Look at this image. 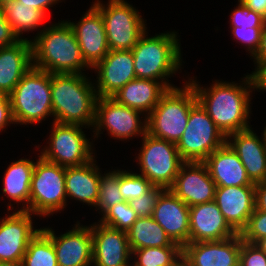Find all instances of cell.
I'll return each instance as SVG.
<instances>
[{
    "instance_id": "obj_6",
    "label": "cell",
    "mask_w": 266,
    "mask_h": 266,
    "mask_svg": "<svg viewBox=\"0 0 266 266\" xmlns=\"http://www.w3.org/2000/svg\"><path fill=\"white\" fill-rule=\"evenodd\" d=\"M183 88H172L160 98L158 104L147 115V133L177 143L181 138L191 107L197 102L193 87L184 83Z\"/></svg>"
},
{
    "instance_id": "obj_38",
    "label": "cell",
    "mask_w": 266,
    "mask_h": 266,
    "mask_svg": "<svg viewBox=\"0 0 266 266\" xmlns=\"http://www.w3.org/2000/svg\"><path fill=\"white\" fill-rule=\"evenodd\" d=\"M164 190L163 187L153 186L144 195L129 201V204L139 217H151L157 200Z\"/></svg>"
},
{
    "instance_id": "obj_20",
    "label": "cell",
    "mask_w": 266,
    "mask_h": 266,
    "mask_svg": "<svg viewBox=\"0 0 266 266\" xmlns=\"http://www.w3.org/2000/svg\"><path fill=\"white\" fill-rule=\"evenodd\" d=\"M152 217L174 243L182 248L189 243V206L169 189L161 193Z\"/></svg>"
},
{
    "instance_id": "obj_42",
    "label": "cell",
    "mask_w": 266,
    "mask_h": 266,
    "mask_svg": "<svg viewBox=\"0 0 266 266\" xmlns=\"http://www.w3.org/2000/svg\"><path fill=\"white\" fill-rule=\"evenodd\" d=\"M15 123L10 97L8 95L0 96V131L4 130V128L9 124Z\"/></svg>"
},
{
    "instance_id": "obj_44",
    "label": "cell",
    "mask_w": 266,
    "mask_h": 266,
    "mask_svg": "<svg viewBox=\"0 0 266 266\" xmlns=\"http://www.w3.org/2000/svg\"><path fill=\"white\" fill-rule=\"evenodd\" d=\"M255 209L266 211V180L255 183Z\"/></svg>"
},
{
    "instance_id": "obj_29",
    "label": "cell",
    "mask_w": 266,
    "mask_h": 266,
    "mask_svg": "<svg viewBox=\"0 0 266 266\" xmlns=\"http://www.w3.org/2000/svg\"><path fill=\"white\" fill-rule=\"evenodd\" d=\"M126 232L131 250L178 245L170 239L152 216L138 217Z\"/></svg>"
},
{
    "instance_id": "obj_17",
    "label": "cell",
    "mask_w": 266,
    "mask_h": 266,
    "mask_svg": "<svg viewBox=\"0 0 266 266\" xmlns=\"http://www.w3.org/2000/svg\"><path fill=\"white\" fill-rule=\"evenodd\" d=\"M78 23L69 22L86 64L94 68L109 52L104 20L93 4Z\"/></svg>"
},
{
    "instance_id": "obj_18",
    "label": "cell",
    "mask_w": 266,
    "mask_h": 266,
    "mask_svg": "<svg viewBox=\"0 0 266 266\" xmlns=\"http://www.w3.org/2000/svg\"><path fill=\"white\" fill-rule=\"evenodd\" d=\"M94 69L98 73L95 88L98 97H112L136 78L131 50H109Z\"/></svg>"
},
{
    "instance_id": "obj_3",
    "label": "cell",
    "mask_w": 266,
    "mask_h": 266,
    "mask_svg": "<svg viewBox=\"0 0 266 266\" xmlns=\"http://www.w3.org/2000/svg\"><path fill=\"white\" fill-rule=\"evenodd\" d=\"M83 74H51L54 121L94 126L98 96L94 84Z\"/></svg>"
},
{
    "instance_id": "obj_25",
    "label": "cell",
    "mask_w": 266,
    "mask_h": 266,
    "mask_svg": "<svg viewBox=\"0 0 266 266\" xmlns=\"http://www.w3.org/2000/svg\"><path fill=\"white\" fill-rule=\"evenodd\" d=\"M32 66V44L27 38L0 47V93L10 95Z\"/></svg>"
},
{
    "instance_id": "obj_26",
    "label": "cell",
    "mask_w": 266,
    "mask_h": 266,
    "mask_svg": "<svg viewBox=\"0 0 266 266\" xmlns=\"http://www.w3.org/2000/svg\"><path fill=\"white\" fill-rule=\"evenodd\" d=\"M95 159L79 166L66 167L65 190L67 197L89 205H96L101 173Z\"/></svg>"
},
{
    "instance_id": "obj_34",
    "label": "cell",
    "mask_w": 266,
    "mask_h": 266,
    "mask_svg": "<svg viewBox=\"0 0 266 266\" xmlns=\"http://www.w3.org/2000/svg\"><path fill=\"white\" fill-rule=\"evenodd\" d=\"M102 216L100 223L122 231H127L139 217L127 201L118 202Z\"/></svg>"
},
{
    "instance_id": "obj_19",
    "label": "cell",
    "mask_w": 266,
    "mask_h": 266,
    "mask_svg": "<svg viewBox=\"0 0 266 266\" xmlns=\"http://www.w3.org/2000/svg\"><path fill=\"white\" fill-rule=\"evenodd\" d=\"M90 227L93 240V265L131 266L128 262L133 258L126 231L109 227L100 222Z\"/></svg>"
},
{
    "instance_id": "obj_47",
    "label": "cell",
    "mask_w": 266,
    "mask_h": 266,
    "mask_svg": "<svg viewBox=\"0 0 266 266\" xmlns=\"http://www.w3.org/2000/svg\"><path fill=\"white\" fill-rule=\"evenodd\" d=\"M252 11H255L266 18V0H241Z\"/></svg>"
},
{
    "instance_id": "obj_5",
    "label": "cell",
    "mask_w": 266,
    "mask_h": 266,
    "mask_svg": "<svg viewBox=\"0 0 266 266\" xmlns=\"http://www.w3.org/2000/svg\"><path fill=\"white\" fill-rule=\"evenodd\" d=\"M17 124H33L53 115L51 73L31 66L9 95Z\"/></svg>"
},
{
    "instance_id": "obj_46",
    "label": "cell",
    "mask_w": 266,
    "mask_h": 266,
    "mask_svg": "<svg viewBox=\"0 0 266 266\" xmlns=\"http://www.w3.org/2000/svg\"><path fill=\"white\" fill-rule=\"evenodd\" d=\"M252 56L255 62L266 60V25L262 28L258 49Z\"/></svg>"
},
{
    "instance_id": "obj_11",
    "label": "cell",
    "mask_w": 266,
    "mask_h": 266,
    "mask_svg": "<svg viewBox=\"0 0 266 266\" xmlns=\"http://www.w3.org/2000/svg\"><path fill=\"white\" fill-rule=\"evenodd\" d=\"M49 146L41 152V156L60 166H79L90 162L93 156L91 142L82 131L83 126L52 122Z\"/></svg>"
},
{
    "instance_id": "obj_16",
    "label": "cell",
    "mask_w": 266,
    "mask_h": 266,
    "mask_svg": "<svg viewBox=\"0 0 266 266\" xmlns=\"http://www.w3.org/2000/svg\"><path fill=\"white\" fill-rule=\"evenodd\" d=\"M242 241L238 233L223 240L188 243L182 260L187 266H239Z\"/></svg>"
},
{
    "instance_id": "obj_7",
    "label": "cell",
    "mask_w": 266,
    "mask_h": 266,
    "mask_svg": "<svg viewBox=\"0 0 266 266\" xmlns=\"http://www.w3.org/2000/svg\"><path fill=\"white\" fill-rule=\"evenodd\" d=\"M38 157L31 178L29 212L49 216L66 206V167Z\"/></svg>"
},
{
    "instance_id": "obj_36",
    "label": "cell",
    "mask_w": 266,
    "mask_h": 266,
    "mask_svg": "<svg viewBox=\"0 0 266 266\" xmlns=\"http://www.w3.org/2000/svg\"><path fill=\"white\" fill-rule=\"evenodd\" d=\"M238 7L235 8L231 15V26L253 28L264 27L266 25V18L261 14L252 11L245 4L238 0Z\"/></svg>"
},
{
    "instance_id": "obj_23",
    "label": "cell",
    "mask_w": 266,
    "mask_h": 266,
    "mask_svg": "<svg viewBox=\"0 0 266 266\" xmlns=\"http://www.w3.org/2000/svg\"><path fill=\"white\" fill-rule=\"evenodd\" d=\"M226 142L237 153L253 183L266 180V144L263 137L259 139L250 127L229 134Z\"/></svg>"
},
{
    "instance_id": "obj_51",
    "label": "cell",
    "mask_w": 266,
    "mask_h": 266,
    "mask_svg": "<svg viewBox=\"0 0 266 266\" xmlns=\"http://www.w3.org/2000/svg\"><path fill=\"white\" fill-rule=\"evenodd\" d=\"M176 266H187V264L182 260L180 263H178Z\"/></svg>"
},
{
    "instance_id": "obj_15",
    "label": "cell",
    "mask_w": 266,
    "mask_h": 266,
    "mask_svg": "<svg viewBox=\"0 0 266 266\" xmlns=\"http://www.w3.org/2000/svg\"><path fill=\"white\" fill-rule=\"evenodd\" d=\"M32 213L16 211L0 222V262L22 261L29 242L41 230L34 229Z\"/></svg>"
},
{
    "instance_id": "obj_9",
    "label": "cell",
    "mask_w": 266,
    "mask_h": 266,
    "mask_svg": "<svg viewBox=\"0 0 266 266\" xmlns=\"http://www.w3.org/2000/svg\"><path fill=\"white\" fill-rule=\"evenodd\" d=\"M141 151L138 154L140 175L144 176L154 186L169 189L185 162L176 143L156 138L146 133L142 138Z\"/></svg>"
},
{
    "instance_id": "obj_32",
    "label": "cell",
    "mask_w": 266,
    "mask_h": 266,
    "mask_svg": "<svg viewBox=\"0 0 266 266\" xmlns=\"http://www.w3.org/2000/svg\"><path fill=\"white\" fill-rule=\"evenodd\" d=\"M23 266H58L52 241L40 230L29 242Z\"/></svg>"
},
{
    "instance_id": "obj_8",
    "label": "cell",
    "mask_w": 266,
    "mask_h": 266,
    "mask_svg": "<svg viewBox=\"0 0 266 266\" xmlns=\"http://www.w3.org/2000/svg\"><path fill=\"white\" fill-rule=\"evenodd\" d=\"M226 141L225 134L197 101L190 109L188 124L176 146L185 162H203Z\"/></svg>"
},
{
    "instance_id": "obj_10",
    "label": "cell",
    "mask_w": 266,
    "mask_h": 266,
    "mask_svg": "<svg viewBox=\"0 0 266 266\" xmlns=\"http://www.w3.org/2000/svg\"><path fill=\"white\" fill-rule=\"evenodd\" d=\"M94 5L104 20L107 43L110 50H131L146 32V25L139 12L124 0H109Z\"/></svg>"
},
{
    "instance_id": "obj_22",
    "label": "cell",
    "mask_w": 266,
    "mask_h": 266,
    "mask_svg": "<svg viewBox=\"0 0 266 266\" xmlns=\"http://www.w3.org/2000/svg\"><path fill=\"white\" fill-rule=\"evenodd\" d=\"M214 202L229 225L241 233L255 210V186L216 187Z\"/></svg>"
},
{
    "instance_id": "obj_37",
    "label": "cell",
    "mask_w": 266,
    "mask_h": 266,
    "mask_svg": "<svg viewBox=\"0 0 266 266\" xmlns=\"http://www.w3.org/2000/svg\"><path fill=\"white\" fill-rule=\"evenodd\" d=\"M242 240L255 244L266 236V211L254 210L249 217L247 226L240 233Z\"/></svg>"
},
{
    "instance_id": "obj_31",
    "label": "cell",
    "mask_w": 266,
    "mask_h": 266,
    "mask_svg": "<svg viewBox=\"0 0 266 266\" xmlns=\"http://www.w3.org/2000/svg\"><path fill=\"white\" fill-rule=\"evenodd\" d=\"M131 251L132 256H135L131 266H176L182 261L183 256V248L180 245L147 247Z\"/></svg>"
},
{
    "instance_id": "obj_24",
    "label": "cell",
    "mask_w": 266,
    "mask_h": 266,
    "mask_svg": "<svg viewBox=\"0 0 266 266\" xmlns=\"http://www.w3.org/2000/svg\"><path fill=\"white\" fill-rule=\"evenodd\" d=\"M216 187L255 186L237 153L226 142L204 161Z\"/></svg>"
},
{
    "instance_id": "obj_49",
    "label": "cell",
    "mask_w": 266,
    "mask_h": 266,
    "mask_svg": "<svg viewBox=\"0 0 266 266\" xmlns=\"http://www.w3.org/2000/svg\"><path fill=\"white\" fill-rule=\"evenodd\" d=\"M0 266H23L22 261L17 262H0Z\"/></svg>"
},
{
    "instance_id": "obj_33",
    "label": "cell",
    "mask_w": 266,
    "mask_h": 266,
    "mask_svg": "<svg viewBox=\"0 0 266 266\" xmlns=\"http://www.w3.org/2000/svg\"><path fill=\"white\" fill-rule=\"evenodd\" d=\"M123 201L119 188V170L101 175L98 199L94 207H98L97 210L100 209L103 214L108 208Z\"/></svg>"
},
{
    "instance_id": "obj_35",
    "label": "cell",
    "mask_w": 266,
    "mask_h": 266,
    "mask_svg": "<svg viewBox=\"0 0 266 266\" xmlns=\"http://www.w3.org/2000/svg\"><path fill=\"white\" fill-rule=\"evenodd\" d=\"M154 185L144 176L119 170V188L124 201H131L147 193Z\"/></svg>"
},
{
    "instance_id": "obj_4",
    "label": "cell",
    "mask_w": 266,
    "mask_h": 266,
    "mask_svg": "<svg viewBox=\"0 0 266 266\" xmlns=\"http://www.w3.org/2000/svg\"><path fill=\"white\" fill-rule=\"evenodd\" d=\"M175 33L167 32L148 37L146 31L140 37L131 49L136 78L161 80L168 89L175 88L167 79L180 69L182 63L180 44Z\"/></svg>"
},
{
    "instance_id": "obj_1",
    "label": "cell",
    "mask_w": 266,
    "mask_h": 266,
    "mask_svg": "<svg viewBox=\"0 0 266 266\" xmlns=\"http://www.w3.org/2000/svg\"><path fill=\"white\" fill-rule=\"evenodd\" d=\"M242 80V85L216 81L207 89L200 87L194 79L188 81L196 93L197 101L226 137L250 128L247 119L250 118L249 102L253 86L249 75Z\"/></svg>"
},
{
    "instance_id": "obj_40",
    "label": "cell",
    "mask_w": 266,
    "mask_h": 266,
    "mask_svg": "<svg viewBox=\"0 0 266 266\" xmlns=\"http://www.w3.org/2000/svg\"><path fill=\"white\" fill-rule=\"evenodd\" d=\"M231 28L234 38L243 44L245 43L247 50L250 51L249 53H251L252 56L258 49L263 27L243 28L231 26Z\"/></svg>"
},
{
    "instance_id": "obj_14",
    "label": "cell",
    "mask_w": 266,
    "mask_h": 266,
    "mask_svg": "<svg viewBox=\"0 0 266 266\" xmlns=\"http://www.w3.org/2000/svg\"><path fill=\"white\" fill-rule=\"evenodd\" d=\"M215 189L204 162H184L169 188L189 207L214 201Z\"/></svg>"
},
{
    "instance_id": "obj_12",
    "label": "cell",
    "mask_w": 266,
    "mask_h": 266,
    "mask_svg": "<svg viewBox=\"0 0 266 266\" xmlns=\"http://www.w3.org/2000/svg\"><path fill=\"white\" fill-rule=\"evenodd\" d=\"M141 114L144 113L124 106L112 97H98L93 132L97 138L104 128L114 139L124 140L135 135L144 136L147 133V116L142 123Z\"/></svg>"
},
{
    "instance_id": "obj_2",
    "label": "cell",
    "mask_w": 266,
    "mask_h": 266,
    "mask_svg": "<svg viewBox=\"0 0 266 266\" xmlns=\"http://www.w3.org/2000/svg\"><path fill=\"white\" fill-rule=\"evenodd\" d=\"M32 41V66L36 68L51 74H82L81 69L90 68L68 21L43 28Z\"/></svg>"
},
{
    "instance_id": "obj_45",
    "label": "cell",
    "mask_w": 266,
    "mask_h": 266,
    "mask_svg": "<svg viewBox=\"0 0 266 266\" xmlns=\"http://www.w3.org/2000/svg\"><path fill=\"white\" fill-rule=\"evenodd\" d=\"M24 5L34 7L42 11L46 15V11L49 7L56 4L60 0H17Z\"/></svg>"
},
{
    "instance_id": "obj_21",
    "label": "cell",
    "mask_w": 266,
    "mask_h": 266,
    "mask_svg": "<svg viewBox=\"0 0 266 266\" xmlns=\"http://www.w3.org/2000/svg\"><path fill=\"white\" fill-rule=\"evenodd\" d=\"M189 227V243L218 241L238 234L214 201L189 207Z\"/></svg>"
},
{
    "instance_id": "obj_43",
    "label": "cell",
    "mask_w": 266,
    "mask_h": 266,
    "mask_svg": "<svg viewBox=\"0 0 266 266\" xmlns=\"http://www.w3.org/2000/svg\"><path fill=\"white\" fill-rule=\"evenodd\" d=\"M256 70L250 74L253 89L266 90V60L256 61Z\"/></svg>"
},
{
    "instance_id": "obj_39",
    "label": "cell",
    "mask_w": 266,
    "mask_h": 266,
    "mask_svg": "<svg viewBox=\"0 0 266 266\" xmlns=\"http://www.w3.org/2000/svg\"><path fill=\"white\" fill-rule=\"evenodd\" d=\"M239 266H266V254L256 244L242 241Z\"/></svg>"
},
{
    "instance_id": "obj_28",
    "label": "cell",
    "mask_w": 266,
    "mask_h": 266,
    "mask_svg": "<svg viewBox=\"0 0 266 266\" xmlns=\"http://www.w3.org/2000/svg\"><path fill=\"white\" fill-rule=\"evenodd\" d=\"M35 162L29 159H19L12 162L4 173L3 194L12 201L23 202L20 211L29 212L30 185ZM25 202V205L23 206Z\"/></svg>"
},
{
    "instance_id": "obj_30",
    "label": "cell",
    "mask_w": 266,
    "mask_h": 266,
    "mask_svg": "<svg viewBox=\"0 0 266 266\" xmlns=\"http://www.w3.org/2000/svg\"><path fill=\"white\" fill-rule=\"evenodd\" d=\"M1 13L11 25L15 35L21 40V34L37 29L44 20L46 15L31 6L24 5L17 0H4L0 4ZM20 36V37H19Z\"/></svg>"
},
{
    "instance_id": "obj_27",
    "label": "cell",
    "mask_w": 266,
    "mask_h": 266,
    "mask_svg": "<svg viewBox=\"0 0 266 266\" xmlns=\"http://www.w3.org/2000/svg\"><path fill=\"white\" fill-rule=\"evenodd\" d=\"M167 91L168 88L161 81L135 78L112 98L124 106L146 113L144 115L147 116Z\"/></svg>"
},
{
    "instance_id": "obj_13",
    "label": "cell",
    "mask_w": 266,
    "mask_h": 266,
    "mask_svg": "<svg viewBox=\"0 0 266 266\" xmlns=\"http://www.w3.org/2000/svg\"><path fill=\"white\" fill-rule=\"evenodd\" d=\"M41 231L53 243L58 266H91L93 240L90 226H80L78 222L72 230L59 237L52 228H41Z\"/></svg>"
},
{
    "instance_id": "obj_48",
    "label": "cell",
    "mask_w": 266,
    "mask_h": 266,
    "mask_svg": "<svg viewBox=\"0 0 266 266\" xmlns=\"http://www.w3.org/2000/svg\"><path fill=\"white\" fill-rule=\"evenodd\" d=\"M266 254V236L255 243Z\"/></svg>"
},
{
    "instance_id": "obj_41",
    "label": "cell",
    "mask_w": 266,
    "mask_h": 266,
    "mask_svg": "<svg viewBox=\"0 0 266 266\" xmlns=\"http://www.w3.org/2000/svg\"><path fill=\"white\" fill-rule=\"evenodd\" d=\"M20 39L13 32L11 25L5 19L0 9V47L11 46Z\"/></svg>"
},
{
    "instance_id": "obj_50",
    "label": "cell",
    "mask_w": 266,
    "mask_h": 266,
    "mask_svg": "<svg viewBox=\"0 0 266 266\" xmlns=\"http://www.w3.org/2000/svg\"><path fill=\"white\" fill-rule=\"evenodd\" d=\"M263 138H264V141H265V144H266V126L264 128V131H263Z\"/></svg>"
}]
</instances>
